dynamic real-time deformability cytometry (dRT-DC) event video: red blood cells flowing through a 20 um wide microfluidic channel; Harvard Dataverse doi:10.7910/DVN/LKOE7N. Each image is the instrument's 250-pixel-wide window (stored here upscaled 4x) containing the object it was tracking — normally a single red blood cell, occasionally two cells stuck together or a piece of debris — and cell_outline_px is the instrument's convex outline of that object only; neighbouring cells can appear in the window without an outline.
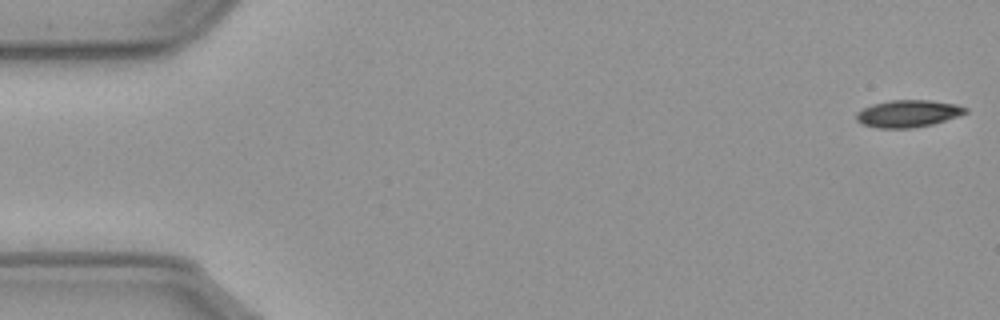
{"species": "common noctule bat (a hibernating species)", "species_latin": "Nyctalus noctula", "temperature_condition": "cold", "stored_images_in_passage": 12, "segment_of_instrument_passage": [1, 2], "camera_frame_rate_fps": 3000, "um_per_image_px": 0.085, "animal": {"sex": "male", "body_mass_g": 23.1, "forearm_length_mm": 52.7}, "frame": {"image": 1, "passage_image": 1, "time_ms": 0.0, "image_size_px": [1000, 320], "cell_outline_px": [[968, 112], [960, 116], [932, 124], [912, 128], [876, 128], [860, 124], [856, 120], [856, 112], [872, 104], [892, 100], [928, 100], [956, 104], [968, 108]], "centroid_in_image_um": [77.18, 9.66], "position_along_channel_um": 7.8, "area_um2": 17.4}}